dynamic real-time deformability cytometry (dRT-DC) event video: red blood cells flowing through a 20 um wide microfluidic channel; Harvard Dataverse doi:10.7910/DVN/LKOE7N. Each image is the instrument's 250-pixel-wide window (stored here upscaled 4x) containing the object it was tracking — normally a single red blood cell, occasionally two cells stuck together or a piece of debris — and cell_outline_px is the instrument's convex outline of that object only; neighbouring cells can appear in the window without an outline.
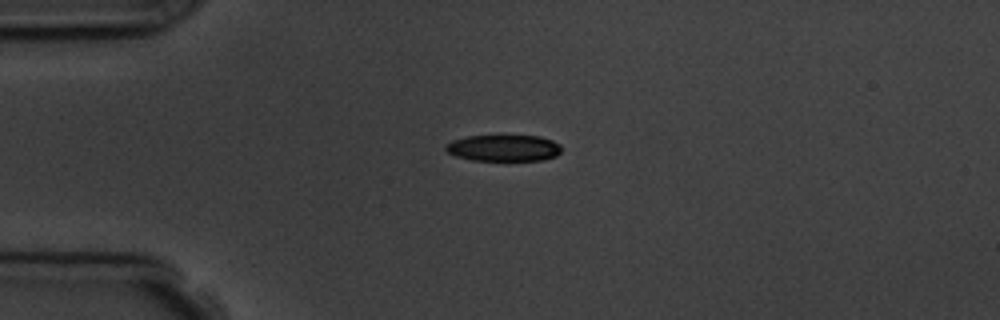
{"species": "common noctule bat (a hibernating species)", "species_latin": "Nyctalus noctula", "temperature_condition": "room temperature", "stored_images_in_passage": 4, "camera_frame_rate_fps": 3000, "um_per_image_px": 0.085, "animal": {"sex": "male", "body_mass_g": 19.5, "forearm_length_mm": 54.6}, "frame": {"image": 1, "passage_image": 3, "time_ms": 3.333, "image_size_px": [1000, 320], "cell_outline_px": [[560, 152], [556, 156], [544, 160], [472, 160], [456, 156], [448, 152], [444, 148], [444, 144], [452, 140], [468, 136], [540, 136], [552, 140], [560, 144]], "centroid_in_image_um": [42.8, 12.58], "position_along_channel_um": 42.2, "area_um2": 17.8}}